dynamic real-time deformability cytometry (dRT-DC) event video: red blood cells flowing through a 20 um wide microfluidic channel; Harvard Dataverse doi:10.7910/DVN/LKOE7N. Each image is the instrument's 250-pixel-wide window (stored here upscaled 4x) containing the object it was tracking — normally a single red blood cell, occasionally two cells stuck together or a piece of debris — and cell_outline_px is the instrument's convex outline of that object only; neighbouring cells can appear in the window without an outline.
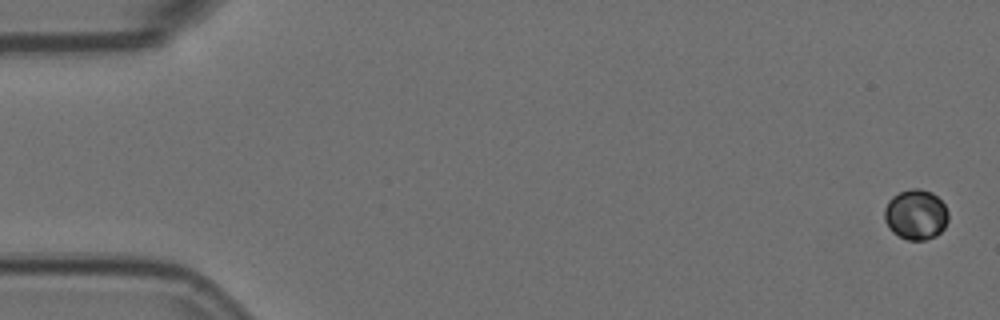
{"species": "Egyptian fruit bat (a non-hibernating species)", "species_latin": "Rousettus aegyptiacus", "temperature_condition": "room temperature", "stored_images_in_passage": 8, "camera_frame_rate_fps": 3000, "um_per_image_px": 0.085, "animal": {"sex": "female"}, "frame": {"image": 1, "passage_image": 1, "time_ms": 0.0, "image_size_px": [1000, 320], "cell_outline_px": [[948, 220], [944, 228], [936, 236], [924, 240], [908, 240], [892, 232], [888, 228], [884, 220], [884, 208], [888, 200], [892, 196], [900, 192], [912, 188], [920, 188], [932, 192], [944, 204], [948, 212]], "centroid_in_image_um": [77.83, 18.24], "position_along_channel_um": 7.2, "area_um2": 18.84}}
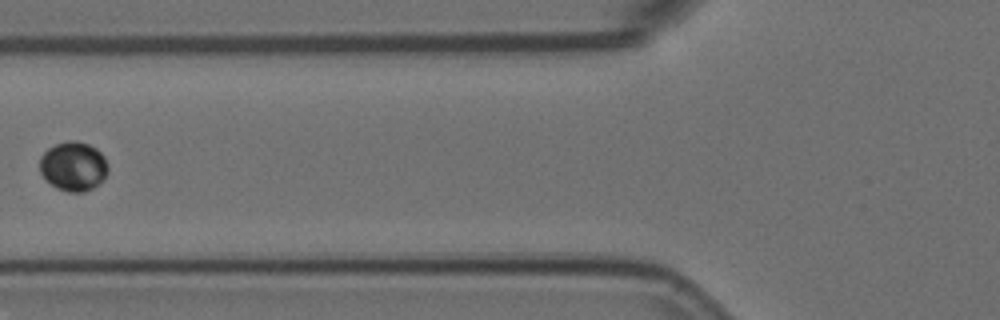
{"frame": {"image": 2, "passage_image": 7, "time_ms": 2.0, "image_size_px": [1000, 320], "cell_outline_px": [[108, 172], [92, 188], [84, 192], [68, 192], [56, 188], [40, 172], [40, 156], [48, 148], [56, 144], [68, 140], [76, 140], [88, 144], [96, 148], [104, 156], [108, 164]], "centroid_in_image_um": [6.23, 14.11], "position_along_channel_um": 119.6, "area_um2": 19.48}}
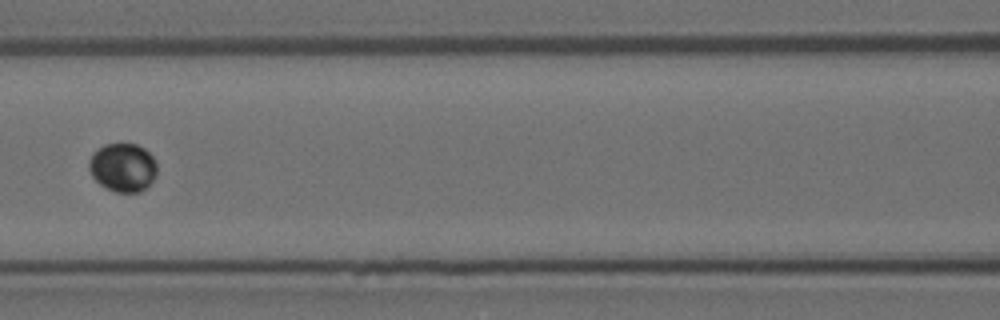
{"frame": {"image": 3, "passage_image": 8, "time_ms": 2.333, "image_size_px": [1000, 320], "cell_outline_px": [[156, 176], [140, 192], [116, 192], [100, 184], [92, 176], [88, 168], [88, 160], [92, 152], [104, 144], [136, 144], [144, 148], [152, 156], [156, 164]], "centroid_in_image_um": [10.41, 14.21], "position_along_channel_um": 156.2, "area_um2": 19.19}}